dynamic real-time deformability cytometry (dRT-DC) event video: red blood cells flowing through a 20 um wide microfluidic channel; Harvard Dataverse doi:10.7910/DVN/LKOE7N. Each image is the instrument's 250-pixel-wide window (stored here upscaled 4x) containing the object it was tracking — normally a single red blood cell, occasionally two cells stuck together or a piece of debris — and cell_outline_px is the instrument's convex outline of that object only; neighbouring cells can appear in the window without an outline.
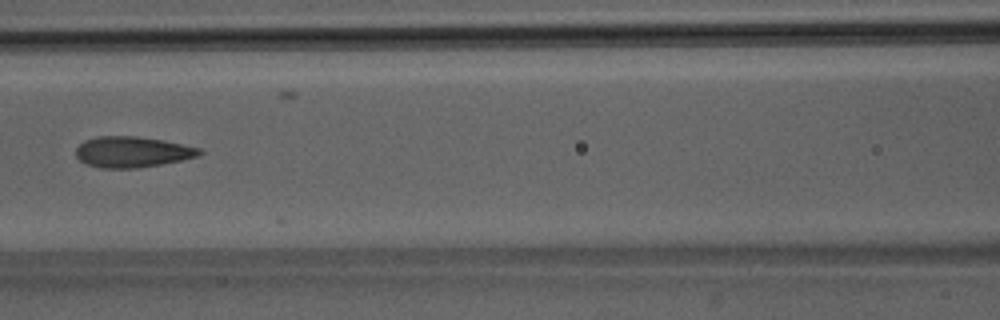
{"species": "Egyptian fruit bat (a non-hibernating species)", "species_latin": "Rousettus aegyptiacus", "temperature_condition": "room temperature", "stored_images_in_passage": 6, "camera_frame_rate_fps": 3000, "um_per_image_px": 0.085, "animal": {"sex": "male"}, "frame": {"image": 1, "passage_image": 4, "time_ms": 3.667, "image_size_px": [1000, 320], "cell_outline_px": [[204, 152], [200, 156], [140, 168], [100, 168], [88, 164], [80, 160], [76, 156], [76, 148], [84, 140], [96, 136], [136, 136], [160, 140], [200, 148]], "centroid_in_image_um": [11.22, 12.91], "position_along_channel_um": 155.4, "area_um2": 22.08}}